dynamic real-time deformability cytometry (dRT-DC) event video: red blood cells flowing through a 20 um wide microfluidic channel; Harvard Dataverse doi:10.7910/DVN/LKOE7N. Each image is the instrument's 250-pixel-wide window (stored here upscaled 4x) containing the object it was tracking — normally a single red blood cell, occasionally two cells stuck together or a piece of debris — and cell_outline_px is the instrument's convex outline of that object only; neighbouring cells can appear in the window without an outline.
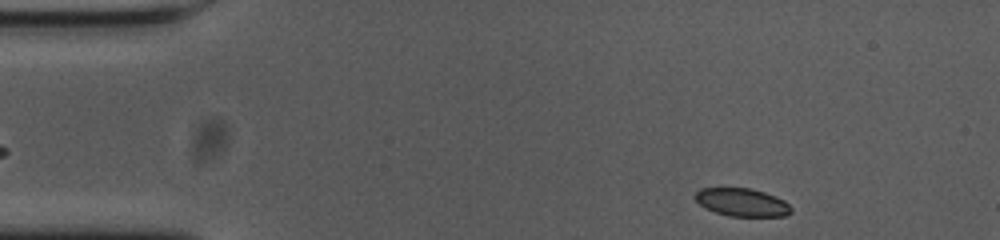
{"species": "common noctule bat (a hibernating species)", "species_latin": "Nyctalus noctula", "temperature_condition": "cold", "stored_images_in_passage": 50, "camera_frame_rate_fps": 3000, "um_per_image_px": 0.085, "animal": {"sex": "female", "body_mass_g": 23.0, "forearm_length_mm": 53.4}, "frame": {"image": 1, "passage_image": 1, "time_ms": 0.0, "image_size_px": [1000, 240], "cell_outline_px": [[792, 212], [788, 216], [728, 216], [716, 212], [700, 204], [692, 196], [700, 188], [752, 188], [776, 196], [784, 200], [792, 208]], "centroid_in_image_um": [63.09, 17.19], "position_along_channel_um": 21.9, "area_um2": 15.72}}
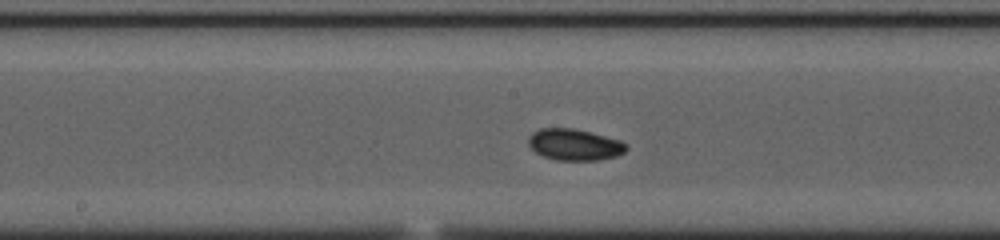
{"frame": {"image": 2, "passage_image": 22, "time_ms": 7.0, "image_size_px": [1000, 240], "cell_outline_px": [[628, 148], [624, 152], [616, 156], [600, 160], [556, 160], [544, 156], [536, 152], [528, 144], [528, 136], [532, 132], [540, 128], [572, 128], [620, 140], [628, 144]], "centroid_in_image_um": [48.83, 12.29], "position_along_channel_um": 199.4, "area_um2": 17.86}}
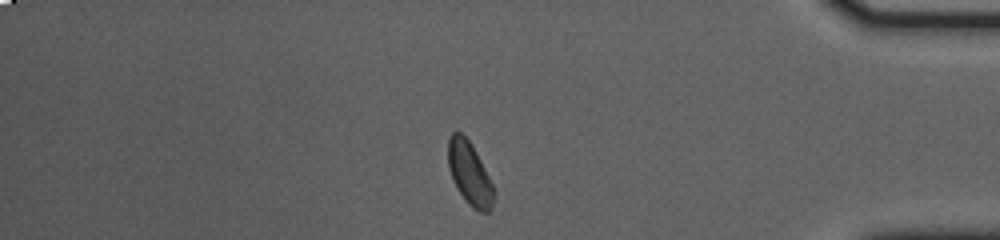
{"frame": {"image": 3, "passage_image": 41, "time_ms": 13.333, "image_size_px": [1000, 240], "cell_outline_px": [[492, 208], [488, 212], [480, 212], [472, 208], [468, 204], [460, 192], [448, 168], [448, 140], [452, 132], [460, 132], [468, 140], [476, 152], [492, 184]], "centroid_in_image_um": [39.89, 14.74], "position_along_channel_um": 395.3, "area_um2": 16.18}, "authors_computed_cell_mechanics": {"area_um2": 16.9065, "velocity_mm_per_s": 3.6291, "shape_relaxation_time_tau1_ms": 3.264, "shape_relaxation_time_tau2_ms": 11.3832, "deformation_change_tau1": 0.0732, "deformation_change_tau2": 0.1028}}